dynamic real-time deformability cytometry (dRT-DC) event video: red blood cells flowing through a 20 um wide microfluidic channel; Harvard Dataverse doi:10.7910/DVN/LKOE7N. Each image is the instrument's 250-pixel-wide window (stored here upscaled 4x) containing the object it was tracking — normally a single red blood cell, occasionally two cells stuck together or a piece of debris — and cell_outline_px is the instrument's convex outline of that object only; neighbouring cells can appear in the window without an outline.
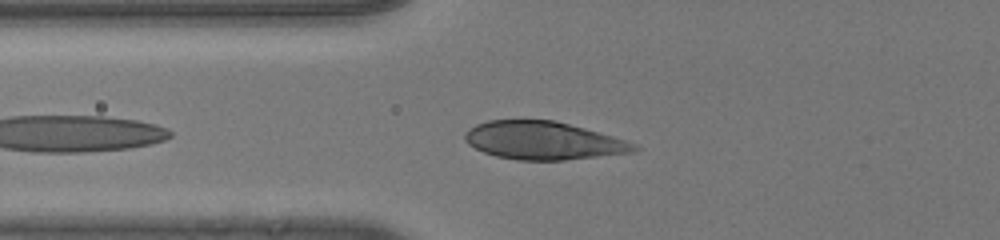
{"species": "human", "species_latin": "Homo sapiens", "temperature_condition": "room temperature", "stored_images_in_passage": 30, "camera_frame_rate_fps": 3000, "um_per_image_px": 0.085, "donor": {"sex": "male"}, "frame": {"image": 1, "passage_image": 3, "time_ms": 0.667, "image_size_px": [1000, 240], "cell_outline_px": [[640, 148], [632, 152], [564, 160], [516, 160], [496, 156], [484, 152], [468, 144], [464, 140], [464, 132], [476, 124], [488, 120], [556, 120], [612, 136], [636, 144]], "centroid_in_image_um": [46.14, 11.94], "position_along_channel_um": 79.7, "area_um2": 37.28}}
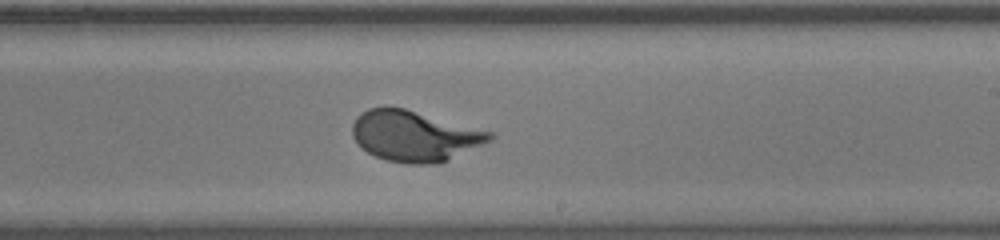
{"frame": {"image": 2, "passage_image": 16, "time_ms": 5.0, "image_size_px": [1000, 240], "cell_outline_px": [[496, 136], [492, 140], [448, 160], [436, 164], [408, 164], [384, 160], [368, 152], [352, 136], [352, 124], [356, 116], [360, 112], [368, 108], [384, 104], [404, 108], [492, 132]], "centroid_in_image_um": [35.2, 11.53], "position_along_channel_um": 253.8, "area_um2": 40.81}}
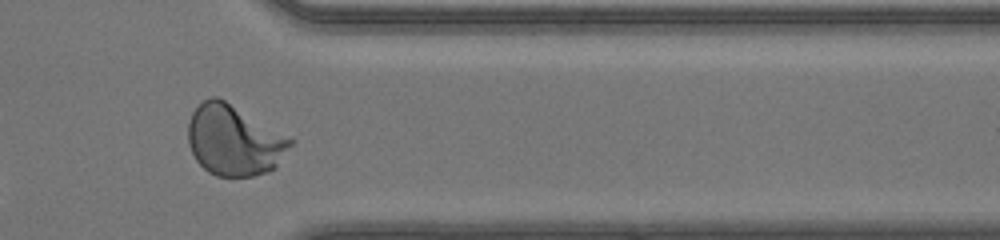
{"frame": {"image": 3, "passage_image": 26, "time_ms": 8.333, "image_size_px": [1000, 240], "cell_outline_px": [[296, 140], [276, 168], [268, 172], [252, 176], [216, 176], [208, 172], [196, 160], [188, 144], [188, 124], [192, 112], [204, 100], [212, 96], [216, 96], [224, 100]], "centroid_in_image_um": [19.92, 11.94], "position_along_channel_um": 391.5, "area_um2": 42.08}, "authors_computed_cell_mechanics": {"area_um2": 39.9976, "velocity_mm_per_s": 4.1422, "shape_relaxation_time_tau1_ms": 2.4385, "shape_relaxation_time_tau2_ms": null, "deformation_change_tau1": 0.175, "deformation_change_tau2": null}}